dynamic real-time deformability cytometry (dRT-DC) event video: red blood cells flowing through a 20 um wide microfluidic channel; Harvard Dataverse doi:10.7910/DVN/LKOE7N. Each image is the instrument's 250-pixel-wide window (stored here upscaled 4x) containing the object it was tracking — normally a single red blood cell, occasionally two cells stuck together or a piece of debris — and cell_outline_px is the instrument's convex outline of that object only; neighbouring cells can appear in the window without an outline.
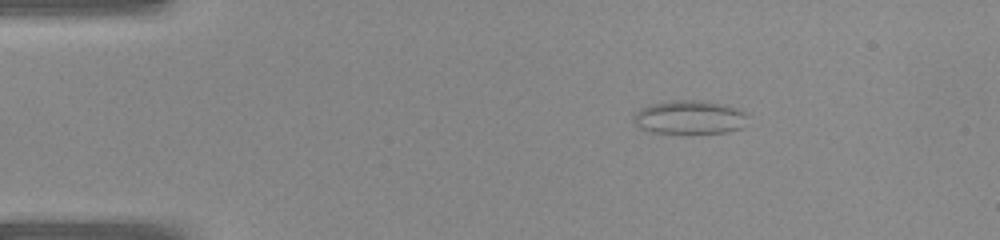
{"species": "common noctule bat (a hibernating species)", "species_latin": "Nyctalus noctula", "temperature_condition": "warm", "stored_images_in_passage": 35, "camera_frame_rate_fps": 3000, "um_per_image_px": 0.085, "animal": {"sex": "female", "body_mass_g": 22.0, "forearm_length_mm": 56.7}, "frame": {"image": 1, "passage_image": 1, "time_ms": 0.0, "image_size_px": [1000, 240], "cell_outline_px": [[748, 116], [744, 128], [728, 132], [684, 136], [652, 132], [640, 128], [632, 120], [632, 116], [636, 112], [652, 104], [672, 100], [704, 100], [724, 104], [744, 112]], "centroid_in_image_um": [58.63, 10.02], "position_along_channel_um": 26.4, "area_um2": 23.29}}
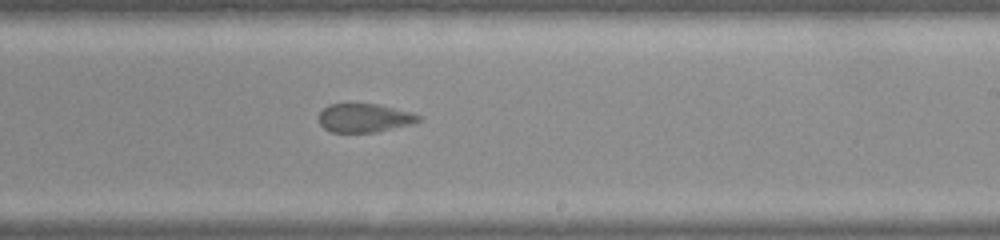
{"frame": {"image": 2, "passage_image": 19, "time_ms": 6.0, "image_size_px": [1000, 240], "cell_outline_px": [[424, 120], [412, 124], [376, 132], [332, 132], [324, 128], [320, 124], [320, 112], [328, 104], [376, 104], [408, 112], [420, 116]], "centroid_in_image_um": [30.98, 10.03], "position_along_channel_um": 258.0, "area_um2": 16.42}}
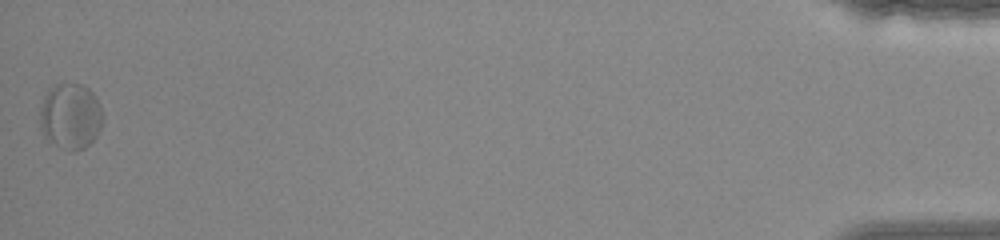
{"frame": {"image": 3, "passage_image": 35, "time_ms": 11.333, "image_size_px": [1000, 240], "cell_outline_px": [[104, 120], [96, 136], [84, 148], [76, 152], [72, 152], [60, 148], [44, 136], [40, 128], [40, 112], [44, 96], [48, 88], [56, 84], [84, 84], [92, 92], [100, 104]], "centroid_in_image_um": [6.0, 9.88], "position_along_channel_um": 429.2, "area_um2": 24.39}}